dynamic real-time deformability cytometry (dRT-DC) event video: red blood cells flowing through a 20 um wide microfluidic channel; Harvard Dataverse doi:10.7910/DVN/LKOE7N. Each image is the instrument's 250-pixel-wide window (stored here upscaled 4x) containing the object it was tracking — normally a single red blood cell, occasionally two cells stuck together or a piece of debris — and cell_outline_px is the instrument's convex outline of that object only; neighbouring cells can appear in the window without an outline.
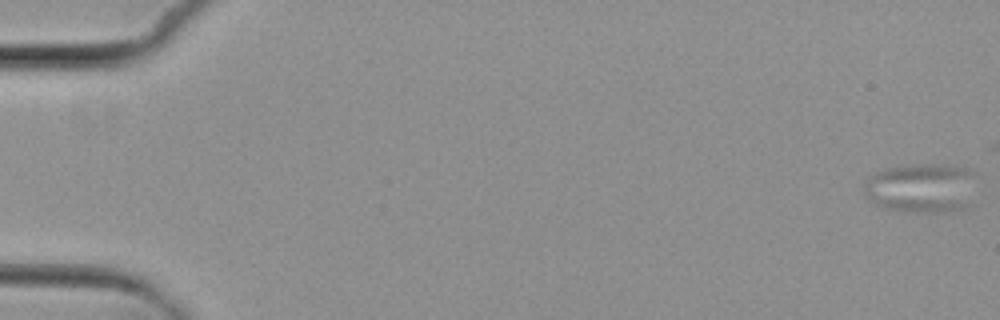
{"species": "common noctule bat (a hibernating species)", "species_latin": "Nyctalus noctula", "temperature_condition": "cold", "stored_images_in_passage": 6, "camera_frame_rate_fps": 3000, "um_per_image_px": 0.085, "animal": {"sex": "female", "body_mass_g": 29.2, "forearm_length_mm": 56.3}, "frame": {"image": 1, "passage_image": 1, "time_ms": 0.0, "image_size_px": [1000, 320], "cell_outline_px": [[972, 172], [964, 208], [944, 212], [912, 212], [892, 208], [876, 204], [864, 192], [864, 184], [876, 172], [888, 168], [916, 164], [932, 164], [964, 168]], "centroid_in_image_um": [78.21, 15.97], "position_along_channel_um": 6.8, "area_um2": 30.75}}